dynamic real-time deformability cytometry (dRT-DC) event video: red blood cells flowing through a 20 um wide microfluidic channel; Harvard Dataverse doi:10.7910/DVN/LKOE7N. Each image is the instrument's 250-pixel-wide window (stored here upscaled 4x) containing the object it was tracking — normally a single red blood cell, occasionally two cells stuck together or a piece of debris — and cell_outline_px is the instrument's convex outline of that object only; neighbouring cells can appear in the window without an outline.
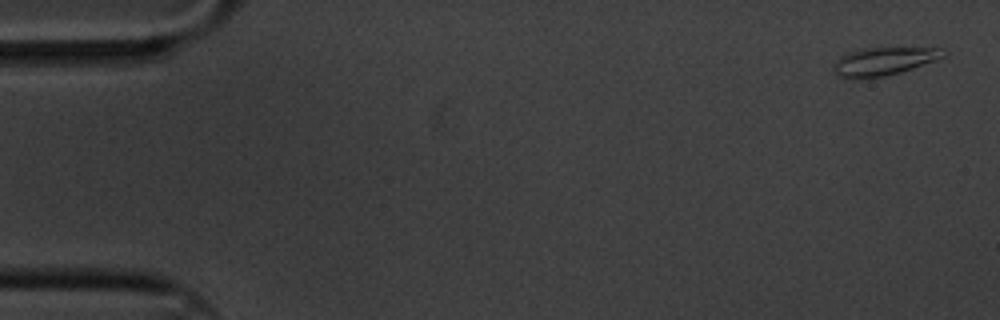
{"species": "common noctule bat (a hibernating species)", "species_latin": "Nyctalus noctula", "temperature_condition": "cold", "stored_images_in_passage": 6, "segment_of_instrument_passage": [1, 2], "camera_frame_rate_fps": 3000, "um_per_image_px": 0.085, "animal": {"sex": "male", "body_mass_g": 20.1, "forearm_length_mm": 53.5}, "frame": {"image": 1, "passage_image": 1, "time_ms": 0.0, "image_size_px": [1000, 320], "cell_outline_px": [[948, 52], [944, 56], [936, 60], [900, 72], [884, 76], [856, 80], [836, 76], [832, 72], [832, 64], [840, 56], [848, 52], [864, 48], [940, 48]], "centroid_in_image_um": [75.03, 5.23], "position_along_channel_um": 10.0, "area_um2": 18.21}}